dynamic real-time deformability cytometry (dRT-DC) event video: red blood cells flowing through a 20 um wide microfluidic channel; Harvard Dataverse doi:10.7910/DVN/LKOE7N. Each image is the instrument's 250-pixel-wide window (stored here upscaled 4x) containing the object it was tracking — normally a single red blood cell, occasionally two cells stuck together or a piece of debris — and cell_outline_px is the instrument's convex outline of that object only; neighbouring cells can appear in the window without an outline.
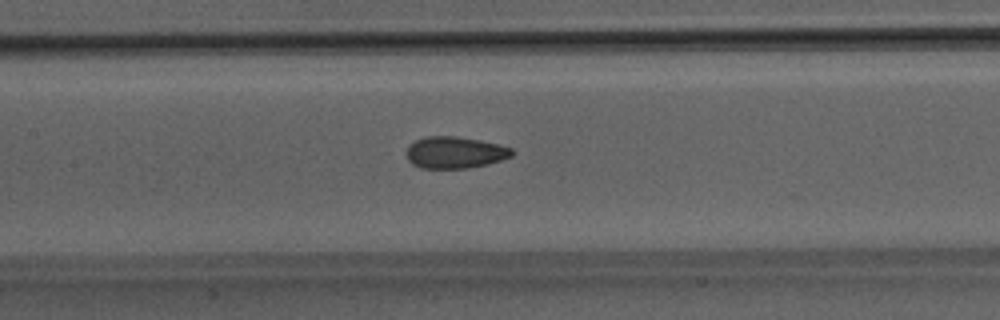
{"species": "Egyptian fruit bat (a non-hibernating species)", "species_latin": "Rousettus aegyptiacus", "temperature_condition": "room temperature", "stored_images_in_passage": 23, "camera_frame_rate_fps": 3000, "um_per_image_px": 0.085, "animal": {"sex": "male"}, "frame": {"image": 1, "passage_image": 19, "time_ms": 6.0, "image_size_px": [1000, 320], "cell_outline_px": [[516, 152], [512, 156], [488, 164], [468, 168], [420, 168], [412, 164], [408, 160], [408, 144], [416, 140], [428, 136], [456, 136], [480, 140], [512, 148]], "centroid_in_image_um": [38.68, 12.96], "position_along_channel_um": 168.7, "area_um2": 19.48}}